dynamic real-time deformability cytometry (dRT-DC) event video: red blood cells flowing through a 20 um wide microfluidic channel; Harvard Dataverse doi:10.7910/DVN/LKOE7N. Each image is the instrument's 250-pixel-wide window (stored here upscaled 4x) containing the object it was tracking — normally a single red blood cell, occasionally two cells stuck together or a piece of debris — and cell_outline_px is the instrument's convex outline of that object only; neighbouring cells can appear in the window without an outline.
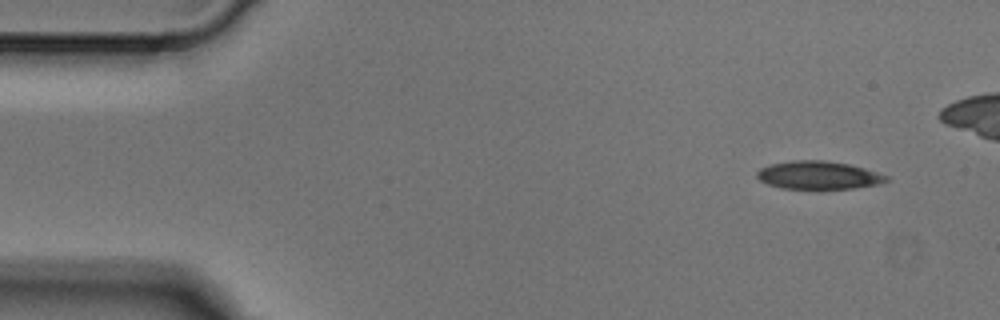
{"species": "Egyptian fruit bat (a non-hibernating species)", "species_latin": "Rousettus aegyptiacus", "temperature_condition": "cold", "stored_images_in_passage": 6, "camera_frame_rate_fps": 3000, "um_per_image_px": 0.085, "animal": {"sex": "male"}, "frame": {"image": 1, "passage_image": 1, "time_ms": 0.0, "image_size_px": [1000, 320], "cell_outline_px": [[888, 180], [880, 184], [856, 188], [816, 192], [780, 188], [768, 184], [760, 180], [756, 176], [756, 172], [760, 168], [768, 164], [792, 160], [824, 160], [848, 164], [864, 168], [888, 176]], "centroid_in_image_um": [69.54, 14.94], "position_along_channel_um": 15.5, "area_um2": 22.2}}
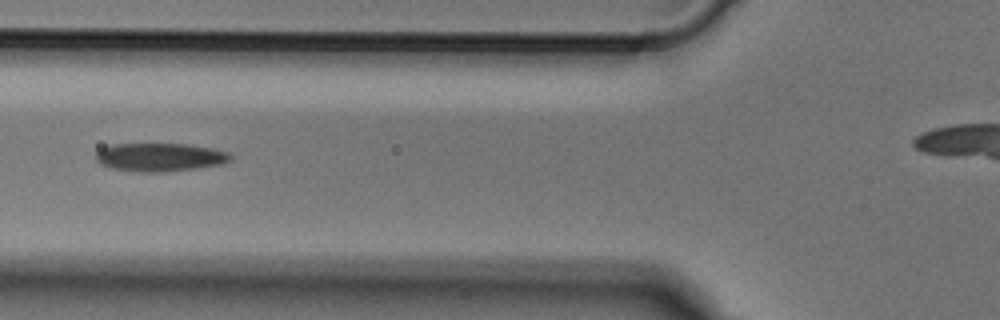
{"frame": {"image": 2, "passage_image": 5, "time_ms": 1.333, "image_size_px": [1000, 320], "cell_outline_px": [[232, 160], [224, 164], [196, 168], [160, 172], [144, 172], [112, 168], [100, 164], [96, 160], [96, 152], [100, 148], [112, 144], [188, 144], [212, 148], [228, 152], [232, 156]], "centroid_in_image_um": [13.61, 13.35], "position_along_channel_um": 112.2, "area_um2": 22.25}}
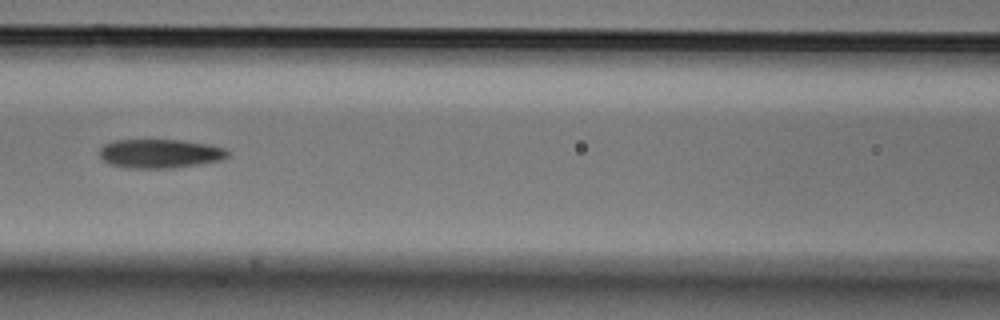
{"frame": {"image": 3, "passage_image": 6, "time_ms": 1.667, "image_size_px": [1000, 320], "cell_outline_px": [[228, 156], [220, 160], [172, 168], [124, 168], [108, 164], [100, 156], [100, 148], [104, 144], [112, 140], [184, 140], [208, 144], [224, 148], [228, 152]], "centroid_in_image_um": [13.55, 13.05], "position_along_channel_um": 153.1, "area_um2": 21.62}}